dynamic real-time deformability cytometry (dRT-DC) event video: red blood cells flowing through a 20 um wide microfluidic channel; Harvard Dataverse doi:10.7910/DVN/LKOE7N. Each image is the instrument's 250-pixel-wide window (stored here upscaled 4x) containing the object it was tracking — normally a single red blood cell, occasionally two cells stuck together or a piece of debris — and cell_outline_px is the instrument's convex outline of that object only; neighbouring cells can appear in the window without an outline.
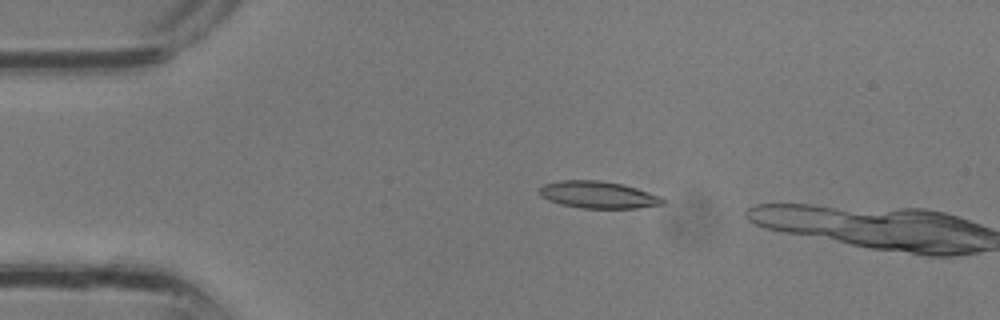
{"species": "common noctule bat (a hibernating species)", "species_latin": "Nyctalus noctula", "temperature_condition": "room temperature", "stored_images_in_passage": 3, "camera_frame_rate_fps": 3000, "um_per_image_px": 0.085, "animal": {"sex": "male", "body_mass_g": 13.3}, "frame": {"image": 1, "passage_image": 2, "time_ms": 0.333, "image_size_px": [1000, 320], "cell_outline_px": [[664, 204], [636, 208], [580, 208], [560, 204], [548, 200], [540, 196], [540, 188], [544, 184], [560, 180], [600, 180], [624, 184], [660, 196], [664, 200]], "centroid_in_image_um": [50.82, 16.55], "position_along_channel_um": 34.2, "area_um2": 19.42}}